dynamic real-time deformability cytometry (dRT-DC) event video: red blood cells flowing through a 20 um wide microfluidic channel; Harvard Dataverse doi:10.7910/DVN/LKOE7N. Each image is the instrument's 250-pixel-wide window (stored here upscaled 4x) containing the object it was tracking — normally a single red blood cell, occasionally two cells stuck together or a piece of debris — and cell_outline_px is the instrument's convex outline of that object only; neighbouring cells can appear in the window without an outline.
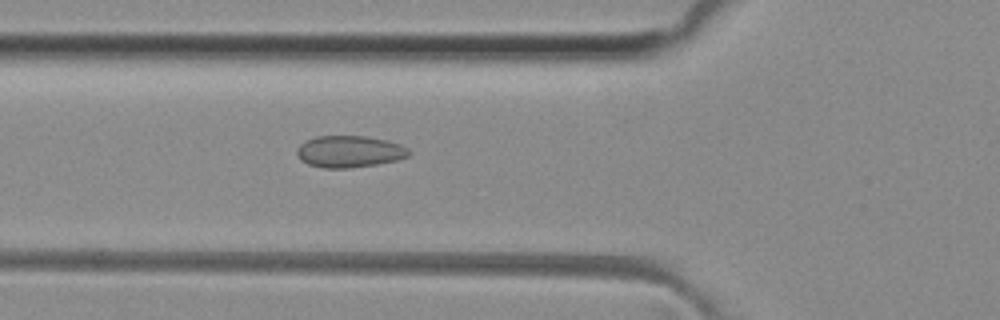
{"species": "common noctule bat (a hibernating species)", "species_latin": "Nyctalus noctula", "temperature_condition": "room temperature", "stored_images_in_passage": 18, "camera_frame_rate_fps": 3000, "um_per_image_px": 0.085, "animal": {"sex": "female", "body_mass_g": 29.2, "forearm_length_mm": 56.3}, "frame": {"image": 1, "passage_image": 6, "time_ms": 1.667, "image_size_px": [1000, 320], "cell_outline_px": [[412, 152], [408, 156], [396, 160], [376, 164], [348, 168], [324, 168], [308, 164], [296, 152], [296, 148], [300, 144], [316, 136], [364, 136], [384, 140], [400, 144], [408, 148]], "centroid_in_image_um": [29.72, 12.88], "position_along_channel_um": 96.1, "area_um2": 20.46}}
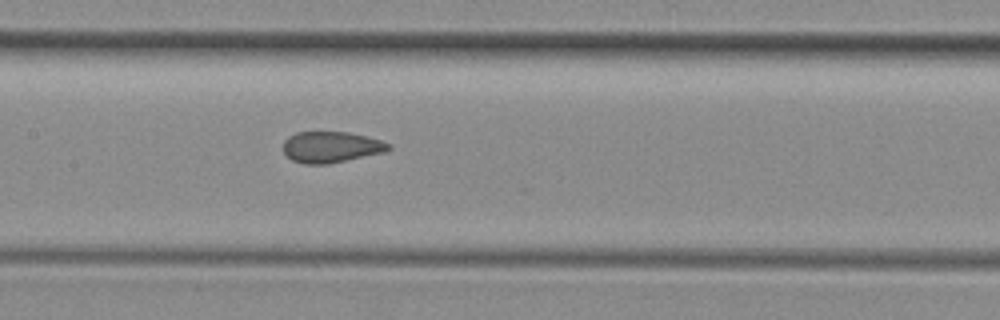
{"frame": {"image": 2, "passage_image": 12, "time_ms": 3.667, "image_size_px": [1000, 320], "cell_outline_px": [[392, 148], [384, 152], [328, 164], [304, 164], [292, 160], [284, 152], [284, 140], [288, 136], [296, 132], [348, 132], [368, 136], [392, 144]], "centroid_in_image_um": [28.15, 12.49], "position_along_channel_um": 179.2, "area_um2": 19.13}}
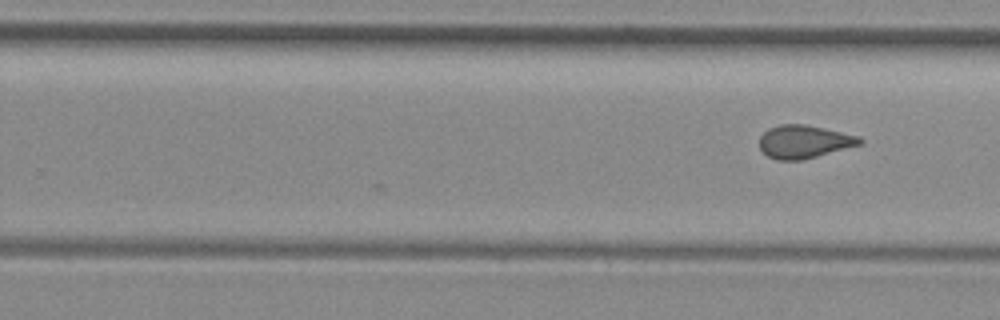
{"frame": {"image": 3, "passage_image": 18, "time_ms": 5.667, "image_size_px": [1000, 320], "cell_outline_px": [[864, 144], [804, 160], [780, 160], [768, 156], [760, 148], [760, 136], [768, 128], [780, 124], [804, 124], [824, 128], [860, 136], [864, 140]], "centroid_in_image_um": [68.4, 12.04], "position_along_channel_um": 261.4, "area_um2": 19.54}}